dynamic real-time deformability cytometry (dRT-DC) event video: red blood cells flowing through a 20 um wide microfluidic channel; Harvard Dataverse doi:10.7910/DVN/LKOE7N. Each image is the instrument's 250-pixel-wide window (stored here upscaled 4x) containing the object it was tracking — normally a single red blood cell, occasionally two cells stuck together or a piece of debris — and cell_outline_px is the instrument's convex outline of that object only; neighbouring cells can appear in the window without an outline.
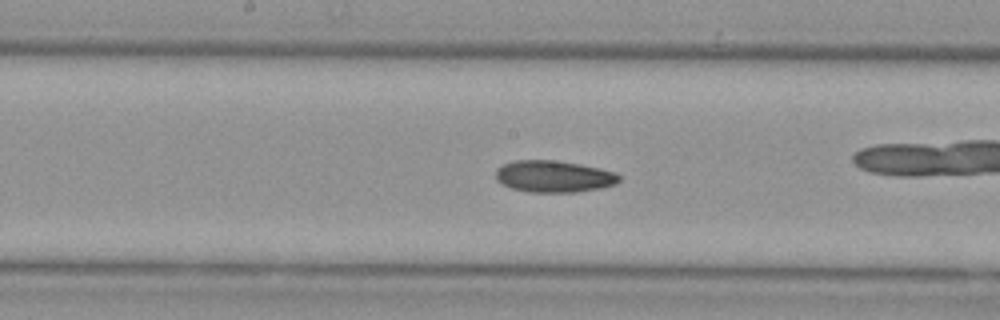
{"species": "Egyptian fruit bat (a non-hibernating species)", "species_latin": "Rousettus aegyptiacus", "temperature_condition": "cold", "stored_images_in_passage": 10, "camera_frame_rate_fps": 3000, "um_per_image_px": 0.085, "animal": {"sex": "female"}, "frame": {"image": 1, "passage_image": 8, "time_ms": 2.333, "image_size_px": [1000, 320], "cell_outline_px": [[620, 180], [616, 184], [600, 188], [576, 192], [532, 192], [512, 188], [496, 180], [496, 168], [504, 164], [516, 160], [552, 160], [580, 164], [616, 172], [620, 176]], "centroid_in_image_um": [47.09, 14.99], "position_along_channel_um": 201.1, "area_um2": 22.72}}